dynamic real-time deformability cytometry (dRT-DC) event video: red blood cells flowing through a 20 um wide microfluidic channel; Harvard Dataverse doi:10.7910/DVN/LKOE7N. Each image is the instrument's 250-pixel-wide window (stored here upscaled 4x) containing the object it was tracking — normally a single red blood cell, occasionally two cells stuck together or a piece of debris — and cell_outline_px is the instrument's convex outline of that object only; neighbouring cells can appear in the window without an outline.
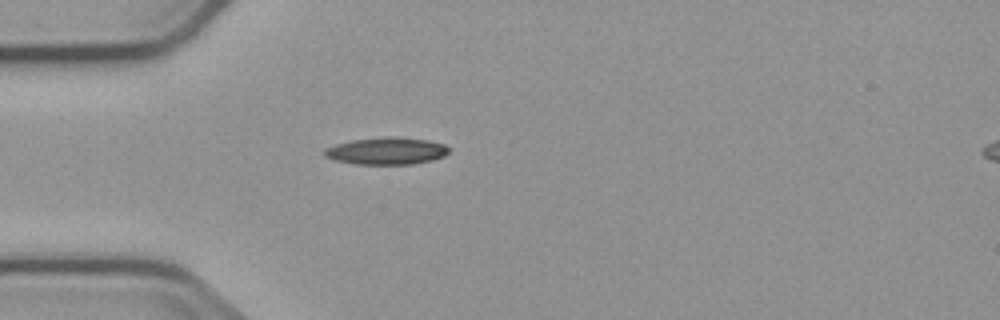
{"species": "common noctule bat (a hibernating species)", "species_latin": "Nyctalus noctula", "temperature_condition": "cold", "stored_images_in_passage": 1, "camera_frame_rate_fps": 3000, "um_per_image_px": 0.085, "animal": {"sex": "male", "body_mass_g": 23.1, "forearm_length_mm": 52.7}, "frame": {"image": 1, "passage_image": 1, "time_ms": 0.0, "image_size_px": [1000, 320], "cell_outline_px": [[448, 152], [444, 156], [432, 160], [412, 164], [352, 164], [336, 160], [324, 156], [324, 148], [336, 144], [352, 140], [388, 136], [396, 136], [428, 140], [444, 144], [448, 148]], "centroid_in_image_um": [32.84, 12.82], "position_along_channel_um": 52.2, "area_um2": 19.71}}